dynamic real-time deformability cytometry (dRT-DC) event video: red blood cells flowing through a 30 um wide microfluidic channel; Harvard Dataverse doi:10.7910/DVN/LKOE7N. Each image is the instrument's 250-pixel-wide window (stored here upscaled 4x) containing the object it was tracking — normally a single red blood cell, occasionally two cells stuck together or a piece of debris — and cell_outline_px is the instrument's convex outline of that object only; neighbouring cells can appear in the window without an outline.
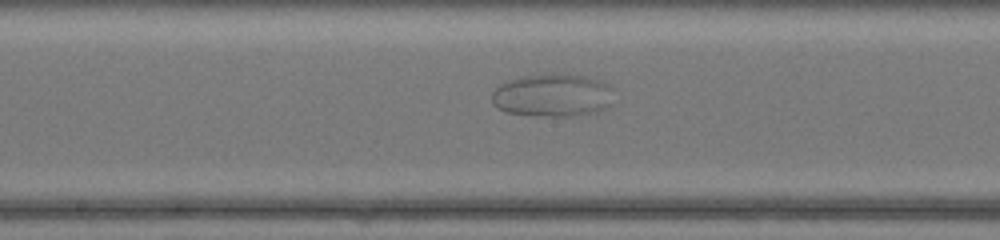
{"species": "common noctule bat (a hibernating species)", "species_latin": "Nyctalus noctula", "temperature_condition": "warm", "stored_images_in_passage": 36, "segment_of_instrument_passage": [1, 2], "camera_frame_rate_fps": 3000, "um_per_image_px": 0.085, "animal": {"sex": "female", "body_mass_g": 17.0, "forearm_length_mm": 48.0}, "frame": {"image": 1, "passage_image": 12, "time_ms": 3.667, "image_size_px": [1000, 240], "cell_outline_px": [[616, 104], [608, 108], [596, 112], [572, 116], [536, 116], [508, 112], [492, 104], [492, 92], [500, 84], [508, 80], [520, 76], [584, 76], [600, 80], [608, 84], [612, 88]], "centroid_in_image_um": [47.04, 8.14], "position_along_channel_um": 201.2, "area_um2": 30.4}}
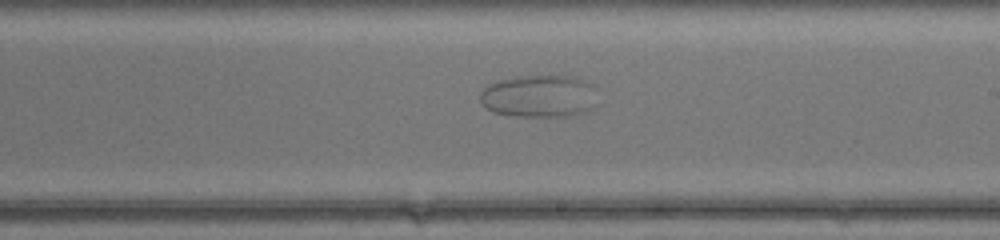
{"frame": {"image": 2, "passage_image": 15, "time_ms": 4.667, "image_size_px": [1000, 240], "cell_outline_px": [[596, 84], [592, 108], [584, 112], [568, 116], [512, 116], [492, 112], [480, 100], [480, 92], [488, 84], [500, 80], [516, 76], [572, 76]], "centroid_in_image_um": [45.82, 8.16], "position_along_channel_um": 243.2, "area_um2": 29.07}}
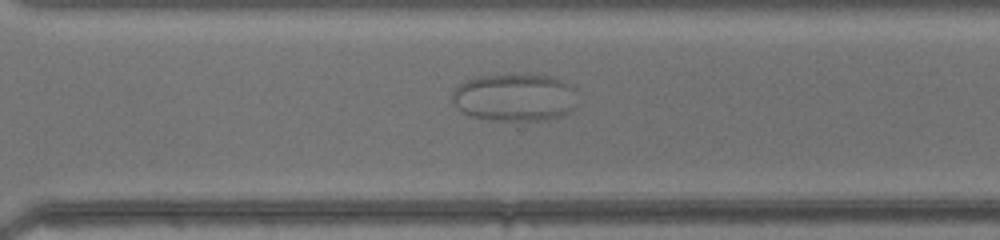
{"frame": {"image": 3, "passage_image": 21, "time_ms": 6.667, "image_size_px": [1000, 240], "cell_outline_px": [[572, 88], [568, 108], [560, 116], [548, 120], [492, 120], [472, 116], [456, 108], [452, 100], [452, 92], [456, 84], [464, 80], [476, 76], [516, 72], [552, 76], [568, 84]], "centroid_in_image_um": [43.57, 8.22], "position_along_channel_um": 327.0, "area_um2": 34.68}}